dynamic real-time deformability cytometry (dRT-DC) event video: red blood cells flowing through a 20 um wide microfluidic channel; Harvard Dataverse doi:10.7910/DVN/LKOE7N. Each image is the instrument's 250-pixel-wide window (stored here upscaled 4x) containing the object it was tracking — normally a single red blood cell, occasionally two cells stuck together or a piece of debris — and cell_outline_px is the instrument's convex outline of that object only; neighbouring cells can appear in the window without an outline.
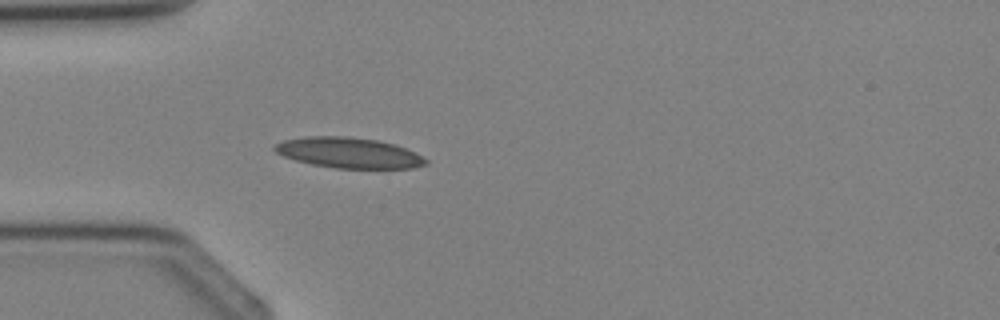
{"species": "Egyptian fruit bat (a non-hibernating species)", "species_latin": "Rousettus aegyptiacus", "temperature_condition": "cold", "stored_images_in_passage": 2, "camera_frame_rate_fps": 3000, "um_per_image_px": 0.085, "animal": {"sex": "female"}, "frame": {"image": 1, "passage_image": 2, "time_ms": 1.333, "image_size_px": [1000, 320], "cell_outline_px": [[428, 164], [416, 168], [336, 168], [312, 164], [296, 160], [284, 156], [276, 152], [272, 148], [276, 144], [284, 140], [308, 136], [348, 136], [380, 140], [396, 144], [428, 160]], "centroid_in_image_um": [29.66, 12.98], "position_along_channel_um": 55.3, "area_um2": 26.82}}